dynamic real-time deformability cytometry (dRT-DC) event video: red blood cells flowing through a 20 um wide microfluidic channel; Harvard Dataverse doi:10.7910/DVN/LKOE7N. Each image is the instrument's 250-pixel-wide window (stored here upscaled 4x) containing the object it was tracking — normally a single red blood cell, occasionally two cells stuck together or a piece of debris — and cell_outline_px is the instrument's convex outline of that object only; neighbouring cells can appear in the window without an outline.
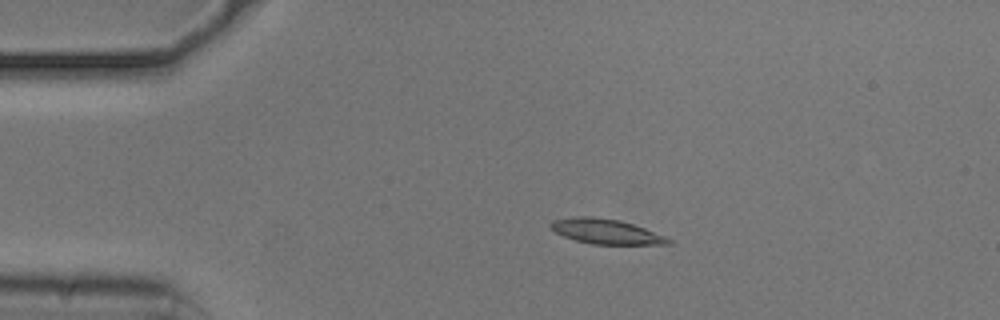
{"species": "common noctule bat (a hibernating species)", "species_latin": "Nyctalus noctula", "temperature_condition": "cold", "stored_images_in_passage": 45, "camera_frame_rate_fps": 3000, "um_per_image_px": 0.085, "animal": {"sex": "male", "body_mass_g": 20.5, "forearm_length_mm": 52.5}, "frame": {"image": 1, "passage_image": 1, "time_ms": 0.0, "image_size_px": [1000, 320], "cell_outline_px": [[672, 244], [592, 244], [576, 240], [564, 236], [556, 232], [548, 224], [552, 220], [576, 216], [592, 216], [620, 220], [644, 228], [664, 236], [672, 240]], "centroid_in_image_um": [51.49, 19.67], "position_along_channel_um": 33.5, "area_um2": 16.94}}
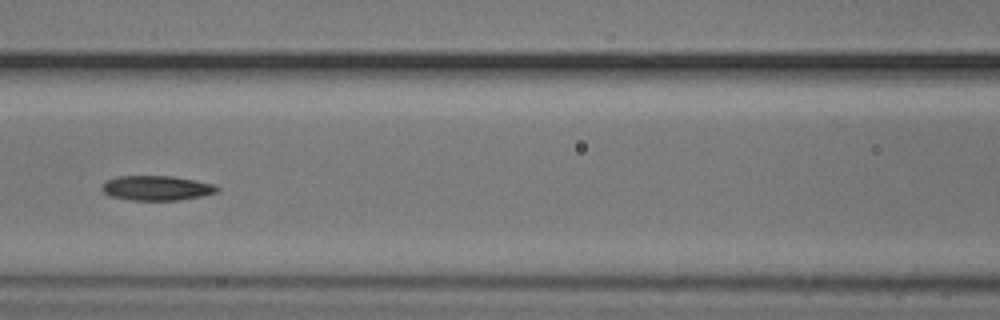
{"frame": {"image": 2, "passage_image": 14, "time_ms": 4.333, "image_size_px": [1000, 320], "cell_outline_px": [[220, 192], [200, 196], [176, 200], [132, 200], [112, 196], [104, 192], [100, 188], [104, 180], [116, 176], [172, 176], [196, 180], [212, 184], [220, 188]], "centroid_in_image_um": [13.3, 15.97], "position_along_channel_um": 153.3, "area_um2": 16.65}}
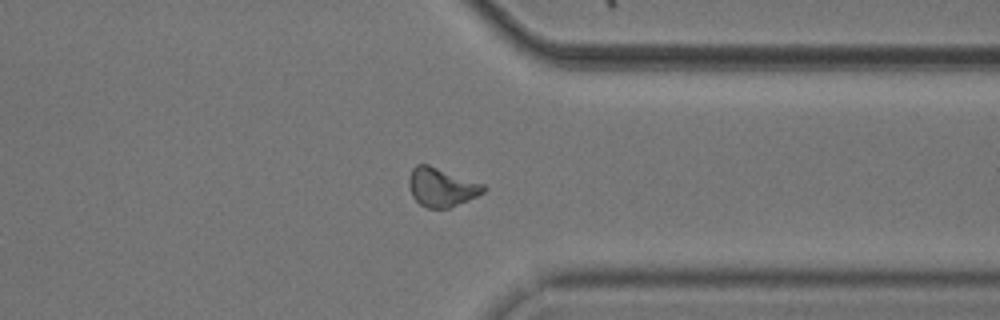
{"frame": {"image": 3, "passage_image": 32, "time_ms": 10.333, "image_size_px": [1000, 320], "cell_outline_px": [[488, 188], [484, 192], [468, 200], [448, 208], [428, 208], [420, 204], [412, 196], [408, 184], [408, 180], [412, 168], [416, 164], [428, 164], [484, 184]], "centroid_in_image_um": [37.52, 15.9], "position_along_channel_um": 373.9, "area_um2": 16.82}, "authors_computed_cell_mechanics": {"area_um2": 16.5308, "velocity_mm_per_s": 3.7214, "shape_relaxation_time_tau1_ms": 2.9138, "shape_relaxation_time_tau2_ms": null, "deformation_change_tau1": 0.1471, "deformation_change_tau2": null}}